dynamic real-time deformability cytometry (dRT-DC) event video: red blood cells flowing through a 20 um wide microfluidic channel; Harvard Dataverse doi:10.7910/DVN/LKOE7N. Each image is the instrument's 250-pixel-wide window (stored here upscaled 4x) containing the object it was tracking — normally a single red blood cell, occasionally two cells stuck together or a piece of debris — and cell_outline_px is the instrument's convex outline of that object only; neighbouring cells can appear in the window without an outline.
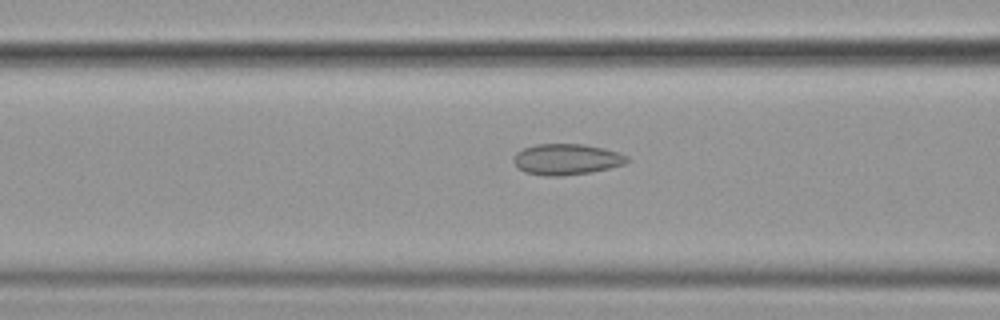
{"species": "common noctule bat (a hibernating species)", "species_latin": "Nyctalus noctula", "temperature_condition": "cold", "stored_images_in_passage": 40, "camera_frame_rate_fps": 3000, "um_per_image_px": 0.085, "animal": {"sex": "female", "body_mass_g": 19.9}, "frame": {"image": 1, "passage_image": 23, "time_ms": 7.333, "image_size_px": [1000, 320], "cell_outline_px": [[628, 160], [624, 164], [592, 172], [560, 176], [544, 176], [524, 172], [516, 168], [512, 160], [516, 152], [524, 148], [536, 144], [584, 144], [604, 148], [628, 156]], "centroid_in_image_um": [48.1, 13.55], "position_along_channel_um": 118.5, "area_um2": 20.58}}
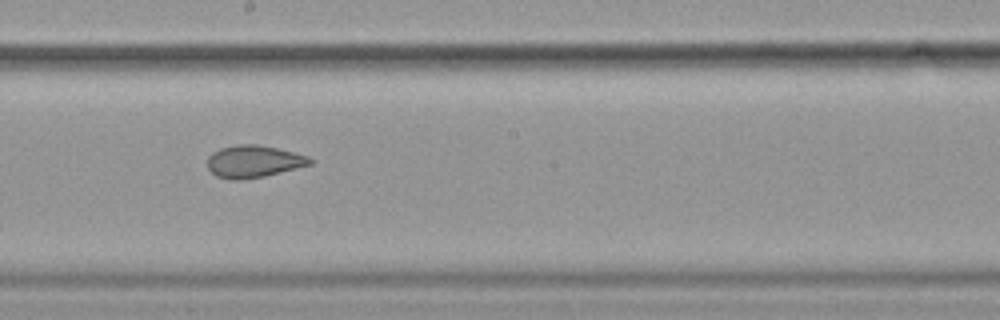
{"frame": {"image": 2, "passage_image": 32, "time_ms": 10.333, "image_size_px": [1000, 320], "cell_outline_px": [[316, 160], [312, 164], [264, 176], [240, 180], [232, 180], [216, 176], [208, 168], [208, 156], [212, 152], [220, 148], [240, 144], [256, 144], [276, 148], [308, 156]], "centroid_in_image_um": [21.56, 13.72], "position_along_channel_um": 226.6, "area_um2": 19.19}}
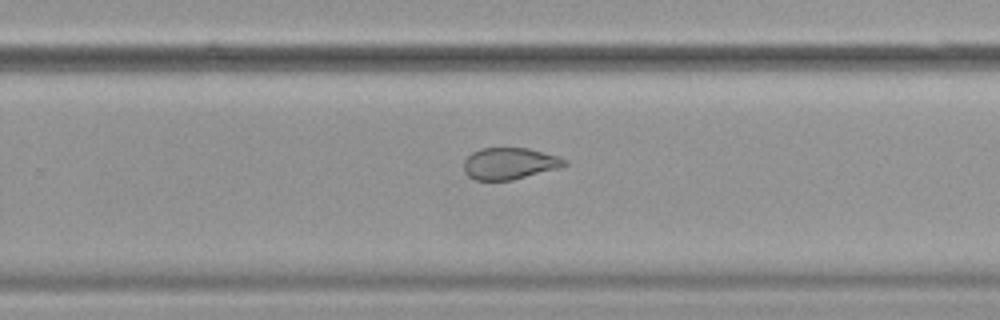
{"frame": {"image": 3, "passage_image": 37, "time_ms": 12.0, "image_size_px": [1000, 320], "cell_outline_px": [[568, 164], [556, 168], [512, 180], [476, 180], [468, 176], [464, 172], [464, 160], [472, 152], [480, 148], [528, 148], [560, 156], [568, 160]], "centroid_in_image_um": [43.3, 13.89], "position_along_channel_um": 286.5, "area_um2": 18.55}}